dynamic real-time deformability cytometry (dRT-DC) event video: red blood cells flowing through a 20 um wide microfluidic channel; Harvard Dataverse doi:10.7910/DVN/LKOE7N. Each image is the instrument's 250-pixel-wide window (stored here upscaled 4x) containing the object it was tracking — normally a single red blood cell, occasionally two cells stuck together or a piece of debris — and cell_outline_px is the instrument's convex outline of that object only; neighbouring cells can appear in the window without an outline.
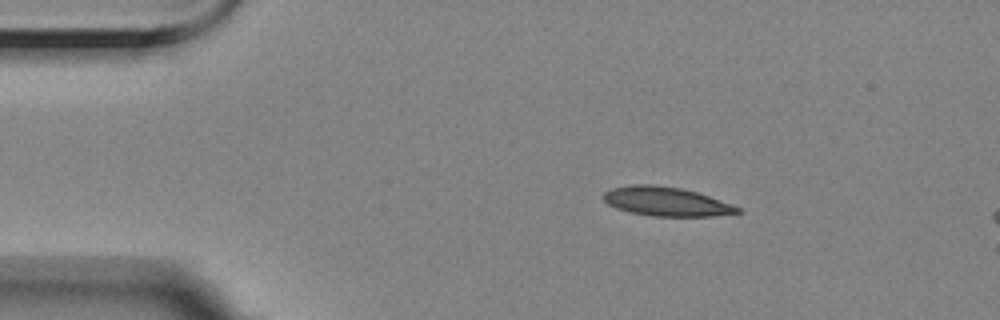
{"species": "Egyptian fruit bat (a non-hibernating species)", "species_latin": "Rousettus aegyptiacus", "temperature_condition": "room temperature", "stored_images_in_passage": 3, "camera_frame_rate_fps": 3000, "um_per_image_px": 0.085, "animal": {"sex": "female"}, "frame": {"image": 1, "passage_image": 1, "time_ms": 0.0, "image_size_px": [1000, 320], "cell_outline_px": [[744, 212], [712, 216], [652, 216], [632, 212], [616, 208], [608, 204], [600, 196], [604, 192], [612, 188], [632, 184], [652, 184], [680, 188], [696, 192], [732, 204], [740, 208]], "centroid_in_image_um": [56.61, 17.12], "position_along_channel_um": 28.4, "area_um2": 22.66}}